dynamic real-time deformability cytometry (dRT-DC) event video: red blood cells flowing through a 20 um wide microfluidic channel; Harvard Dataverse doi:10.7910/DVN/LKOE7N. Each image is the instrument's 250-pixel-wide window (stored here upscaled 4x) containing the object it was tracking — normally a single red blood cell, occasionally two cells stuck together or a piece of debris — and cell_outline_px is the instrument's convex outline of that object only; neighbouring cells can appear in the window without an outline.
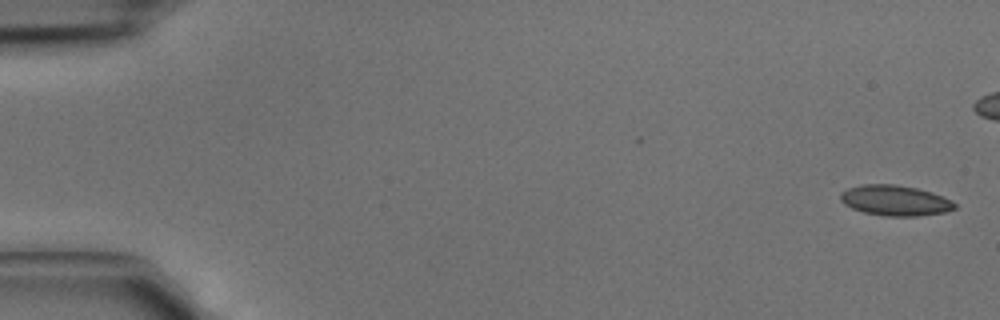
{"species": "common noctule bat (a hibernating species)", "species_latin": "Nyctalus noctula", "temperature_condition": "cold", "stored_images_in_passage": 3, "camera_frame_rate_fps": 3000, "um_per_image_px": 0.085, "animal": {"sex": "male", "body_mass_g": 15.6}, "frame": {"image": 1, "passage_image": 1, "time_ms": 0.0, "image_size_px": [1000, 320], "cell_outline_px": [[956, 208], [944, 212], [916, 216], [884, 216], [864, 212], [852, 208], [844, 204], [840, 200], [840, 192], [848, 188], [860, 184], [892, 184], [916, 188], [932, 192], [952, 200], [956, 204]], "centroid_in_image_um": [76.06, 17.03], "position_along_channel_um": 8.9, "area_um2": 20.29}}